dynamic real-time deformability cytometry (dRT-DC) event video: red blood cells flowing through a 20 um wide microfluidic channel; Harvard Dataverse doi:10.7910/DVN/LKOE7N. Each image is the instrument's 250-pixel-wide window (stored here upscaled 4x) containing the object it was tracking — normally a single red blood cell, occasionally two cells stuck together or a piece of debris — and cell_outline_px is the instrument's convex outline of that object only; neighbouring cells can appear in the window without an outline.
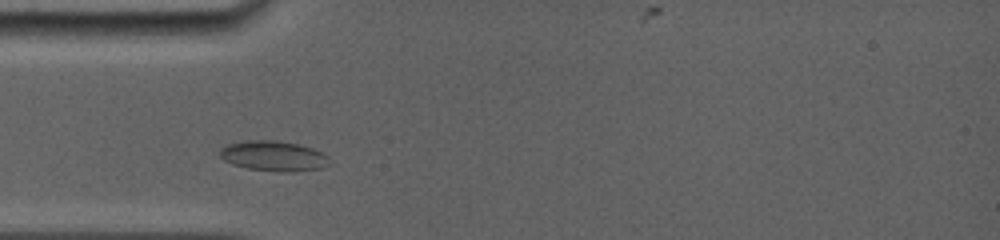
{"species": "common noctule bat (a hibernating species)", "species_latin": "Nyctalus noctula", "temperature_condition": "room temperature", "stored_images_in_passage": 23, "camera_frame_rate_fps": 5000, "um_per_image_px": 0.085, "animal": {"sex": "female", "body_mass_g": 19.0, "forearm_length_mm": 56.7}, "frame": {"image": 1, "passage_image": 4, "time_ms": 1.6, "image_size_px": [1000, 240], "cell_outline_px": [[328, 156], [320, 168], [288, 172], [284, 172], [248, 168], [232, 164], [224, 160], [220, 156], [220, 148], [228, 144], [244, 140], [276, 140], [300, 144], [312, 148]], "centroid_in_image_um": [23.17, 13.23], "position_along_channel_um": 61.8, "area_um2": 18.9}}
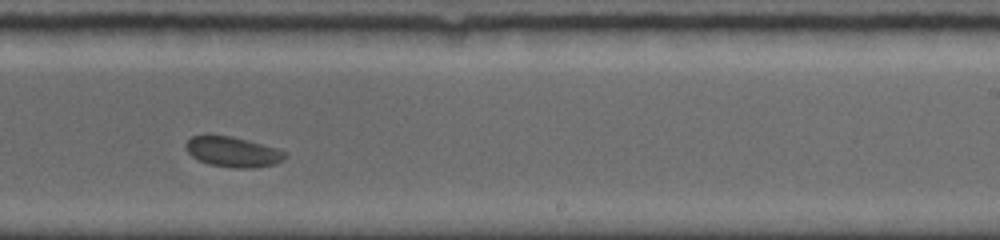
{"frame": {"image": 2, "passage_image": 15, "time_ms": 7.0, "image_size_px": [1000, 240], "cell_outline_px": [[288, 156], [284, 160], [276, 164], [252, 168], [236, 168], [208, 164], [192, 156], [184, 148], [184, 144], [192, 136], [232, 136], [248, 140], [276, 148], [284, 152]], "centroid_in_image_um": [19.81, 12.92], "position_along_channel_um": 269.2, "area_um2": 17.4}}
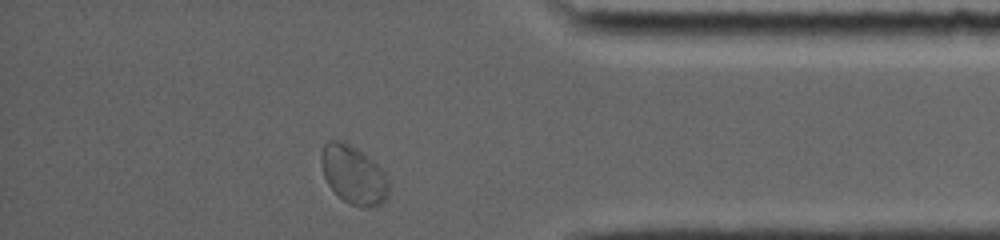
{"frame": {"image": 3, "passage_image": 23, "time_ms": 10.8, "image_size_px": [1000, 240], "cell_outline_px": [[388, 200], [380, 204], [368, 208], [360, 208], [344, 200], [328, 184], [324, 176], [320, 160], [320, 156], [324, 144], [328, 140], [340, 140], [356, 148], [372, 160], [384, 172], [388, 180]], "centroid_in_image_um": [30.05, 14.87], "position_along_channel_um": 405.1, "area_um2": 22.89}, "authors_computed_cell_mechanics": {"area_um2": 18.207, "velocity_mm_per_s": 3.8593, "shape_relaxation_time_tau1_ms": 2.2412, "shape_relaxation_time_tau2_ms": null, "deformation_change_tau1": 0.0812, "deformation_change_tau2": null}}